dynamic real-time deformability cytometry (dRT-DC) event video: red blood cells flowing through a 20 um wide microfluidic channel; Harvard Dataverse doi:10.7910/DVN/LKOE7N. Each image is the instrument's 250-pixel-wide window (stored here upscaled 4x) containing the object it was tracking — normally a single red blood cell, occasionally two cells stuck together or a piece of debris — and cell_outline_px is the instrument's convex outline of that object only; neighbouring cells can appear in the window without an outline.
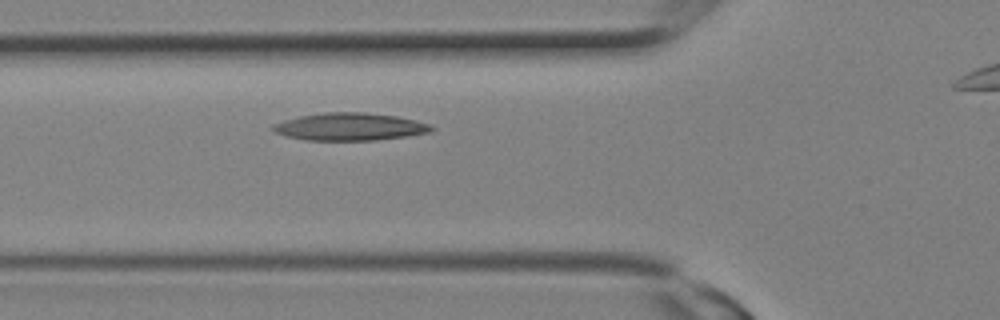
{"species": "Egyptian fruit bat (a non-hibernating species)", "species_latin": "Rousettus aegyptiacus", "temperature_condition": "room temperature", "stored_images_in_passage": 6, "camera_frame_rate_fps": 3000, "um_per_image_px": 0.085, "animal": {"sex": "female"}, "frame": {"image": 1, "passage_image": 6, "time_ms": 1.667, "image_size_px": [1000, 320], "cell_outline_px": [[436, 128], [428, 132], [408, 136], [376, 140], [304, 140], [288, 136], [276, 132], [272, 128], [272, 124], [284, 120], [300, 116], [324, 112], [364, 112], [396, 116], [416, 120], [432, 124]], "centroid_in_image_um": [29.77, 10.77], "position_along_channel_um": 96.0, "area_um2": 25.43}}